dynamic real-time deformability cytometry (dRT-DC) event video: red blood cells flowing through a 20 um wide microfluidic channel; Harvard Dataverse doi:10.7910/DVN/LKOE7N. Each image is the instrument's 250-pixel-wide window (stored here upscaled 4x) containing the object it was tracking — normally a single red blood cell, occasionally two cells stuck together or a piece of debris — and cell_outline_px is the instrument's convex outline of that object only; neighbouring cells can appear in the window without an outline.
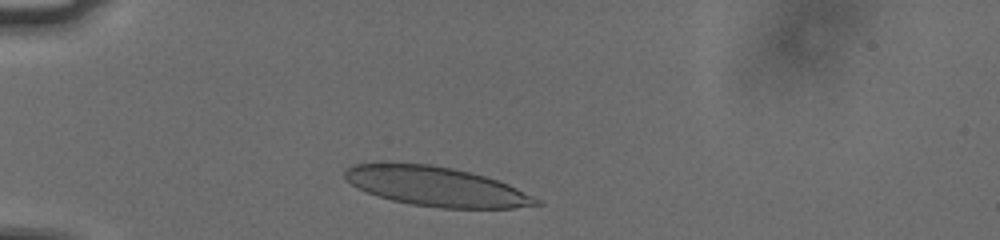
{"species": "human", "species_latin": "Homo sapiens", "temperature_condition": "cold", "stored_images_in_passage": 34, "camera_frame_rate_fps": 3000, "um_per_image_px": 0.085, "donor": {"sex": "male"}, "frame": {"image": 1, "passage_image": 3, "time_ms": 0.667, "image_size_px": [1000, 240], "cell_outline_px": [[544, 204], [512, 208], [440, 208], [412, 204], [392, 200], [376, 196], [352, 184], [344, 176], [344, 172], [352, 164], [428, 164], [452, 168], [484, 176], [508, 184], [540, 200]], "centroid_in_image_um": [37.1, 15.87], "position_along_channel_um": 47.9, "area_um2": 43.18}}
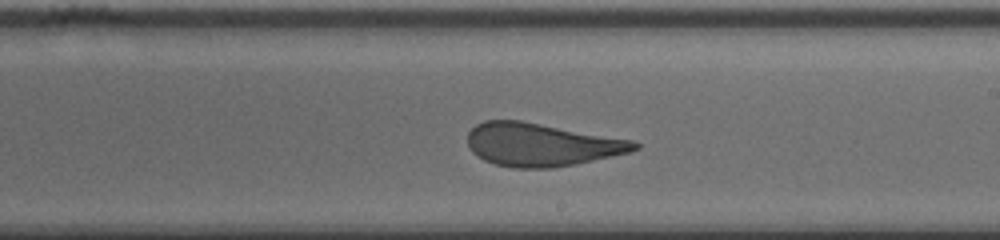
{"frame": {"image": 2, "passage_image": 21, "time_ms": 6.667, "image_size_px": [1000, 240], "cell_outline_px": [[640, 148], [628, 152], [576, 164], [552, 168], [512, 168], [496, 164], [484, 160], [476, 156], [468, 148], [468, 132], [476, 124], [484, 120], [520, 120], [636, 140], [640, 144]], "centroid_in_image_um": [46.01, 12.29], "position_along_channel_um": 243.0, "area_um2": 42.14}}
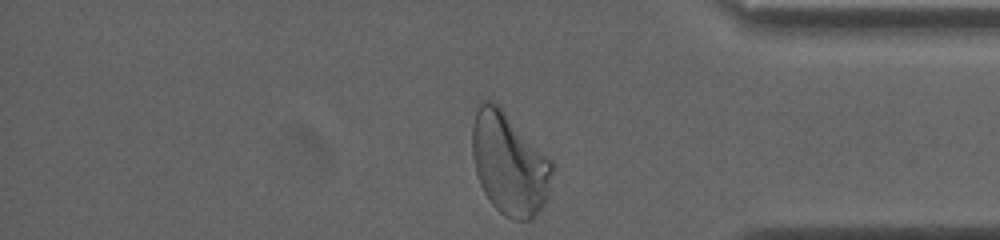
{"frame": {"image": 3, "passage_image": 34, "time_ms": 11.0, "image_size_px": [1000, 240], "cell_outline_px": [[552, 172], [548, 200], [536, 216], [532, 220], [516, 220], [504, 216], [492, 204], [484, 192], [480, 184], [476, 172], [472, 156], [472, 124], [476, 104], [480, 100], [492, 100], [552, 160]], "centroid_in_image_um": [43.27, 13.93], "position_along_channel_um": 391.9, "area_um2": 47.74}, "authors_computed_cell_mechanics": {"area_um2": 42.9165, "velocity_mm_per_s": 3.7466, "shape_relaxation_time_tau1_ms": 7.6448, "shape_relaxation_time_tau2_ms": 0.6865, "deformation_change_tau1": 0.2384, "deformation_change_tau2": 0.082}}